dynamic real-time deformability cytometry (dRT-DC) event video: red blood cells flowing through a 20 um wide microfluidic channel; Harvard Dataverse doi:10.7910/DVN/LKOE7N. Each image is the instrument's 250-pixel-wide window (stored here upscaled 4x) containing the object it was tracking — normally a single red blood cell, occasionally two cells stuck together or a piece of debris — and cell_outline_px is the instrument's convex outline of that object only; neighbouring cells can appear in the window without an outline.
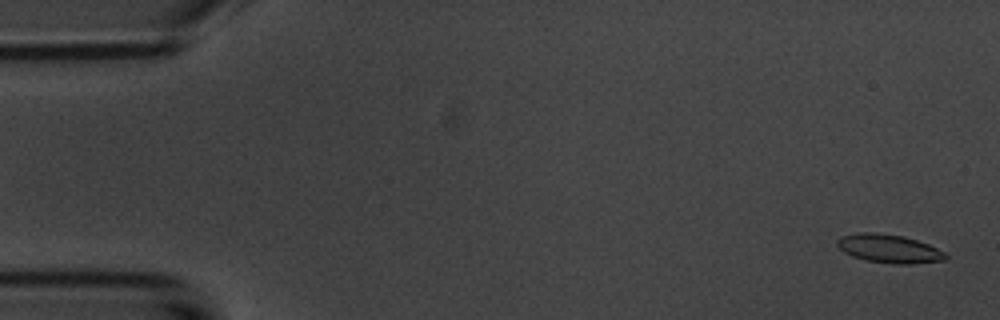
{"species": "common noctule bat (a hibernating species)", "species_latin": "Nyctalus noctula", "temperature_condition": "room temperature", "stored_images_in_passage": 44, "camera_frame_rate_fps": 3000, "um_per_image_px": 0.085, "animal": {"sex": "male", "body_mass_g": 20.1, "forearm_length_mm": 53.5}, "frame": {"image": 1, "passage_image": 2, "time_ms": 0.333, "image_size_px": [1000, 320], "cell_outline_px": [[948, 256], [944, 260], [912, 264], [892, 264], [864, 260], [852, 256], [844, 252], [836, 244], [836, 240], [840, 236], [860, 232], [872, 232], [904, 236], [928, 244], [944, 252]], "centroid_in_image_um": [75.54, 21.14], "position_along_channel_um": 9.5, "area_um2": 18.03}}
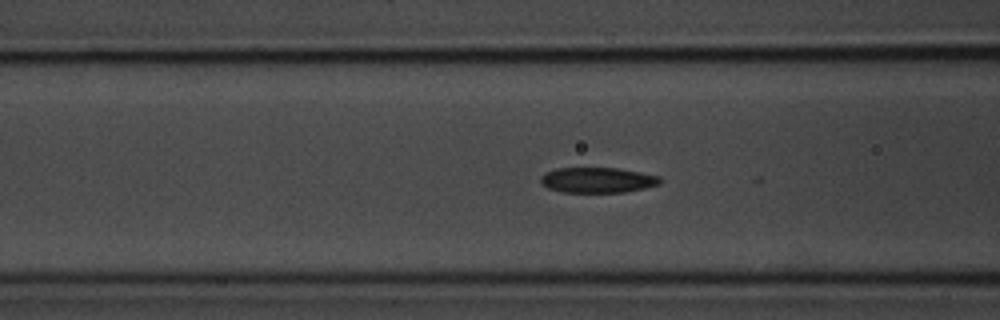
{"frame": {"image": 2, "passage_image": 21, "time_ms": 6.667, "image_size_px": [1000, 320], "cell_outline_px": [[660, 184], [644, 188], [624, 192], [560, 192], [548, 188], [540, 184], [540, 176], [556, 168], [616, 168], [640, 172], [660, 176]], "centroid_in_image_um": [50.76, 15.31], "position_along_channel_um": 115.8, "area_um2": 17.63}}
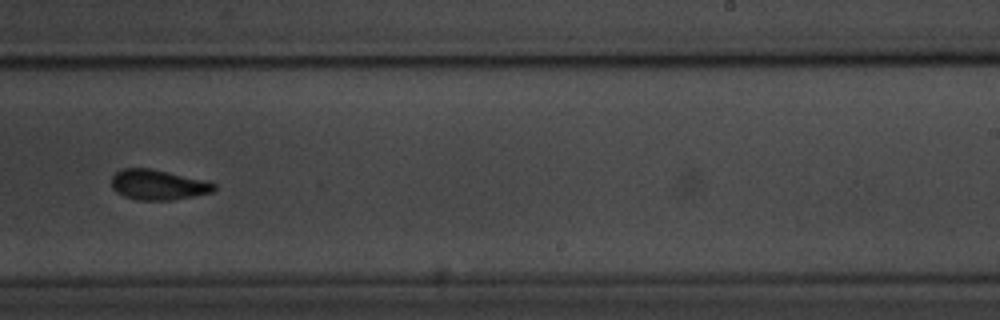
{"frame": {"image": 3, "passage_image": 34, "time_ms": 11.0, "image_size_px": [1000, 320], "cell_outline_px": [[216, 188], [212, 192], [172, 200], [136, 200], [124, 196], [116, 192], [112, 188], [112, 176], [120, 168], [152, 168], [208, 180], [216, 184]], "centroid_in_image_um": [13.44, 15.69], "position_along_channel_um": 275.6, "area_um2": 18.32}, "authors_computed_cell_mechanics": {"area_um2": 18.0336, "velocity_mm_per_s": 3.6826, "shape_relaxation_time_tau1_ms": 3.6928, "shape_relaxation_time_tau2_ms": 3.6104, "deformation_change_tau1": 0.1294, "deformation_change_tau2": 0.089}}